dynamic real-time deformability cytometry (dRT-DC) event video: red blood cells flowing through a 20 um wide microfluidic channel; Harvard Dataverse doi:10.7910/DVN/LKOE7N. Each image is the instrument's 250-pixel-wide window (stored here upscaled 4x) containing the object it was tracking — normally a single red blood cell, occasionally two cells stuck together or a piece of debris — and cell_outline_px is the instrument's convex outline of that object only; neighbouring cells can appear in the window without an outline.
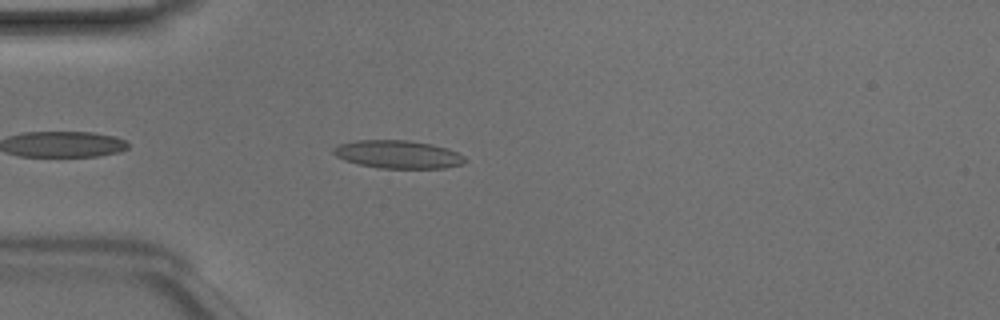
{"species": "Egyptian fruit bat (a non-hibernating species)", "species_latin": "Rousettus aegyptiacus", "temperature_condition": "room temperature", "stored_images_in_passage": 36, "camera_frame_rate_fps": 3000, "um_per_image_px": 0.085, "animal": {"sex": "male"}, "frame": {"image": 1, "passage_image": 4, "time_ms": 1.0, "image_size_px": [1000, 320], "cell_outline_px": [[468, 160], [464, 164], [444, 168], [380, 168], [360, 164], [344, 160], [336, 156], [332, 152], [332, 148], [340, 144], [356, 140], [408, 140], [432, 144], [448, 148], [464, 156]], "centroid_in_image_um": [33.85, 13.12], "position_along_channel_um": 51.1, "area_um2": 21.56}}
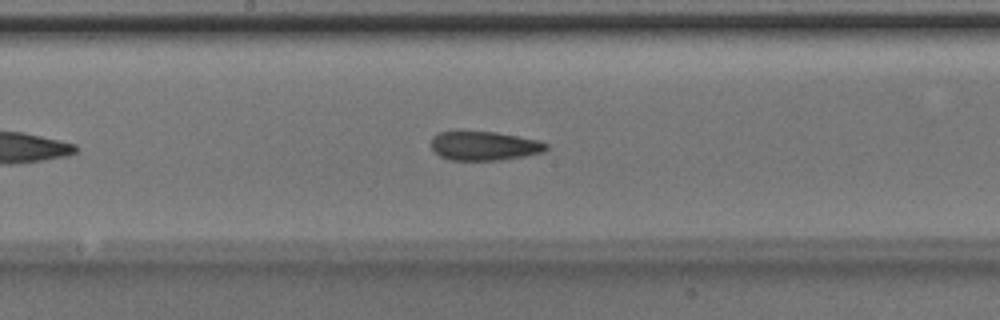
{"frame": {"image": 2, "passage_image": 16, "time_ms": 5.0, "image_size_px": [1000, 320], "cell_outline_px": [[548, 148], [544, 152], [524, 156], [500, 160], [448, 160], [432, 152], [432, 136], [440, 132], [456, 128], [496, 132], [540, 140], [548, 144]], "centroid_in_image_um": [41.1, 12.36], "position_along_channel_um": 207.1, "area_um2": 20.35}}
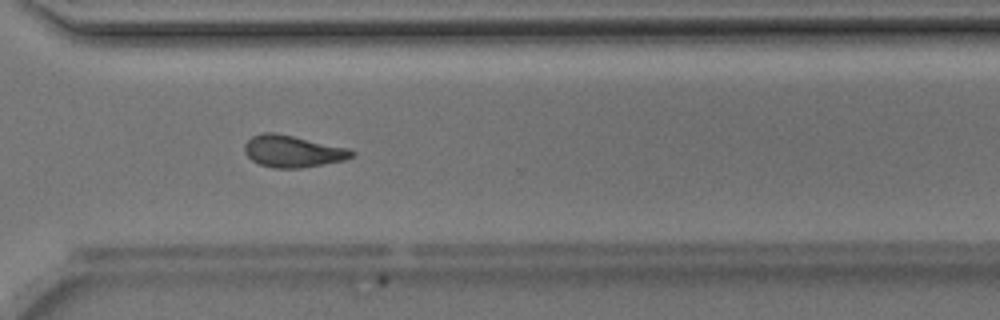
{"frame": {"image": 3, "passage_image": 26, "time_ms": 8.333, "image_size_px": [1000, 320], "cell_outline_px": [[356, 152], [352, 156], [344, 160], [300, 168], [272, 168], [260, 164], [252, 160], [244, 152], [244, 144], [252, 136], [264, 132], [276, 132], [348, 148]], "centroid_in_image_um": [24.85, 12.85], "position_along_channel_um": 345.7, "area_um2": 19.83}, "authors_computed_cell_mechanics": {"area_um2": 19.4208, "velocity_mm_per_s": 4.1742, "shape_relaxation_time_tau1_ms": 6.2786, "shape_relaxation_time_tau2_ms": 3.6293, "deformation_change_tau1": 0.1912, "deformation_change_tau2": 0.131}}